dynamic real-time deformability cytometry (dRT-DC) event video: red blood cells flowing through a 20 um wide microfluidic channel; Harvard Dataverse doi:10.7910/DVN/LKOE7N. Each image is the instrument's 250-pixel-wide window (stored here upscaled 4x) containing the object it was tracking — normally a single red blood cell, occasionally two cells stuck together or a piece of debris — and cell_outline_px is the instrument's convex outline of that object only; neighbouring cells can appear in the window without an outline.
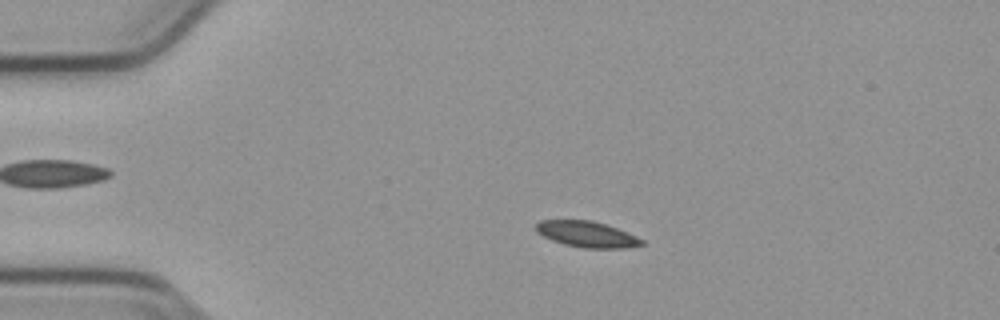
{"species": "common noctule bat (a hibernating species)", "species_latin": "Nyctalus noctula", "temperature_condition": "cold", "stored_images_in_passage": 47, "camera_frame_rate_fps": 3000, "um_per_image_px": 0.085, "animal": {"sex": "male", "body_mass_g": 23.1, "forearm_length_mm": 52.7}, "frame": {"image": 1, "passage_image": 12, "time_ms": 3.667, "image_size_px": [1000, 320], "cell_outline_px": [[644, 244], [624, 248], [584, 248], [564, 244], [552, 240], [536, 232], [536, 224], [540, 220], [592, 220], [616, 228], [636, 236], [644, 240]], "centroid_in_image_um": [49.87, 19.91], "position_along_channel_um": 35.1, "area_um2": 15.84}}
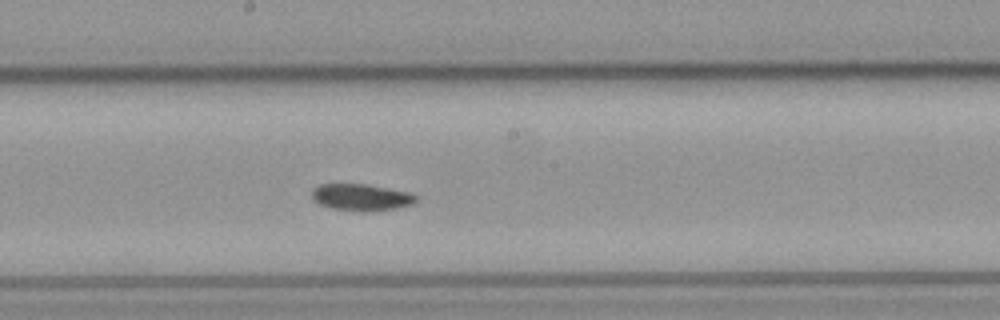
{"frame": {"image": 2, "passage_image": 30, "time_ms": 9.667, "image_size_px": [1000, 320], "cell_outline_px": [[420, 200], [412, 204], [400, 208], [372, 212], [360, 212], [328, 208], [312, 200], [312, 188], [320, 184], [368, 184], [412, 192]], "centroid_in_image_um": [30.74, 16.78], "position_along_channel_um": 217.5, "area_um2": 16.88}}
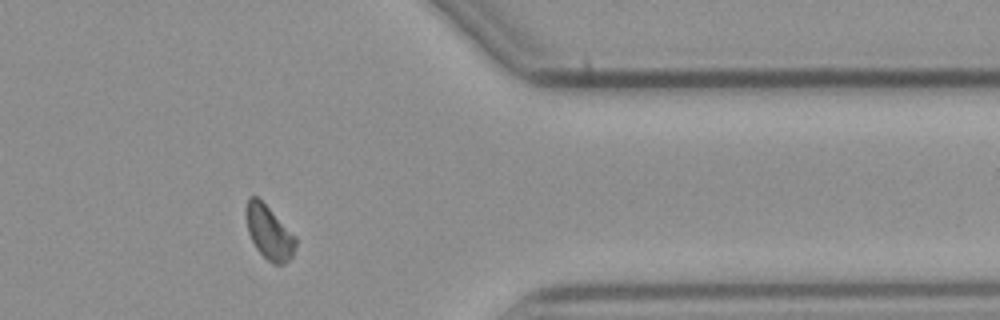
{"frame": {"image": 3, "passage_image": 45, "time_ms": 14.667, "image_size_px": [1000, 320], "cell_outline_px": [[296, 244], [292, 256], [284, 264], [272, 264], [256, 248], [248, 232], [244, 216], [244, 208], [248, 196], [256, 196], [296, 236]], "centroid_in_image_um": [22.83, 19.74], "position_along_channel_um": 388.6, "area_um2": 15.49}, "authors_computed_cell_mechanics": {"area_um2": 16.184, "velocity_mm_per_s": 3.7714, "shape_relaxation_time_tau1_ms": 8.1071, "shape_relaxation_time_tau2_ms": null, "deformation_change_tau1": 0.1143, "deformation_change_tau2": null}}